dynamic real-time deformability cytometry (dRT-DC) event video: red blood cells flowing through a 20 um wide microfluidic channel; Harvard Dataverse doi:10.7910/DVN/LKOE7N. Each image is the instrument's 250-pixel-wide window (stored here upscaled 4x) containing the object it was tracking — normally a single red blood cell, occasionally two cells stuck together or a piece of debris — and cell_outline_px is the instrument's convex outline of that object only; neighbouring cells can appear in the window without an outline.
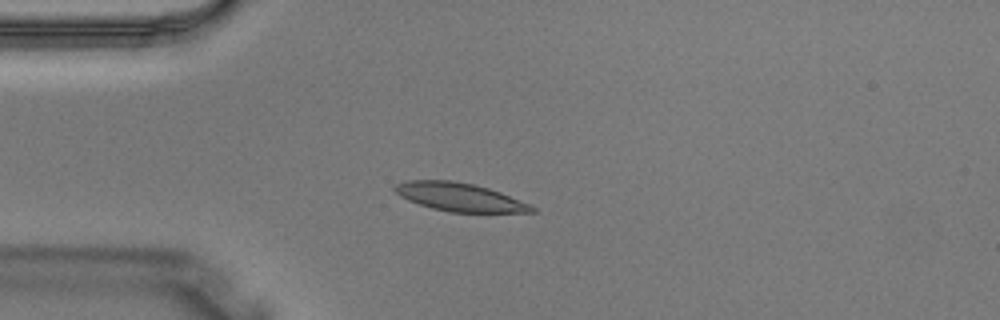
{"species": "Egyptian fruit bat (a non-hibernating species)", "species_latin": "Rousettus aegyptiacus", "temperature_condition": "warm", "stored_images_in_passage": 2, "camera_frame_rate_fps": 3000, "um_per_image_px": 0.085, "animal": {"sex": "male"}, "frame": {"image": 1, "passage_image": 2, "time_ms": 0.333, "image_size_px": [1000, 320], "cell_outline_px": [[536, 212], [452, 212], [432, 208], [408, 200], [400, 196], [392, 188], [396, 184], [408, 180], [452, 180], [472, 184], [488, 188], [500, 192], [528, 204], [536, 208]], "centroid_in_image_um": [39.03, 16.74], "position_along_channel_um": 46.0, "area_um2": 22.31}}